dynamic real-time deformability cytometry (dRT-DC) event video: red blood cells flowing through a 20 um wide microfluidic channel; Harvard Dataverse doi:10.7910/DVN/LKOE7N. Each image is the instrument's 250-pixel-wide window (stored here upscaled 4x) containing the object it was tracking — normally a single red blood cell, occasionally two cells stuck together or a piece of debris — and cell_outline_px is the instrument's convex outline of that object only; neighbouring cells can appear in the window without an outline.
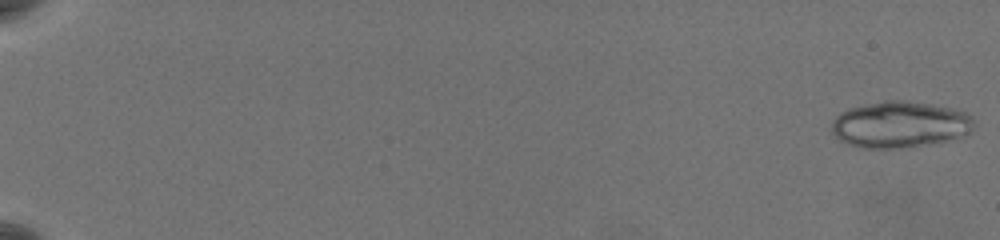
{"species": "common noctule bat (a hibernating species)", "species_latin": "Nyctalus noctula", "temperature_condition": "warm", "stored_images_in_passage": 60, "segment_of_instrument_passage": [1, 2], "camera_frame_rate_fps": 3000, "um_per_image_px": 0.085, "animal": {"sex": "female", "body_mass_g": 19.5, "forearm_length_mm": 54.1}, "frame": {"image": 1, "passage_image": 1, "time_ms": 0.0, "image_size_px": [1000, 240], "cell_outline_px": [[972, 132], [968, 136], [928, 144], [896, 148], [860, 148], [848, 144], [832, 136], [832, 120], [840, 112], [848, 108], [884, 100], [904, 100], [952, 108], [964, 112], [972, 116]], "centroid_in_image_um": [76.47, 10.59], "position_along_channel_um": 8.5, "area_um2": 38.67}}
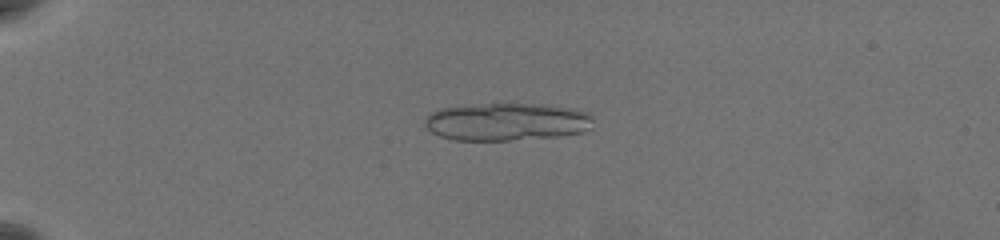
{"frame": {"image": 2, "passage_image": 17, "time_ms": 5.333, "image_size_px": [1000, 240], "cell_outline_px": [[592, 128], [584, 132], [560, 136], [508, 140], [452, 140], [440, 136], [432, 132], [424, 124], [424, 120], [432, 112], [440, 108], [484, 104], [548, 104], [572, 108], [588, 112], [592, 116]], "centroid_in_image_um": [43.12, 10.35], "position_along_channel_um": 41.9, "area_um2": 37.11}}